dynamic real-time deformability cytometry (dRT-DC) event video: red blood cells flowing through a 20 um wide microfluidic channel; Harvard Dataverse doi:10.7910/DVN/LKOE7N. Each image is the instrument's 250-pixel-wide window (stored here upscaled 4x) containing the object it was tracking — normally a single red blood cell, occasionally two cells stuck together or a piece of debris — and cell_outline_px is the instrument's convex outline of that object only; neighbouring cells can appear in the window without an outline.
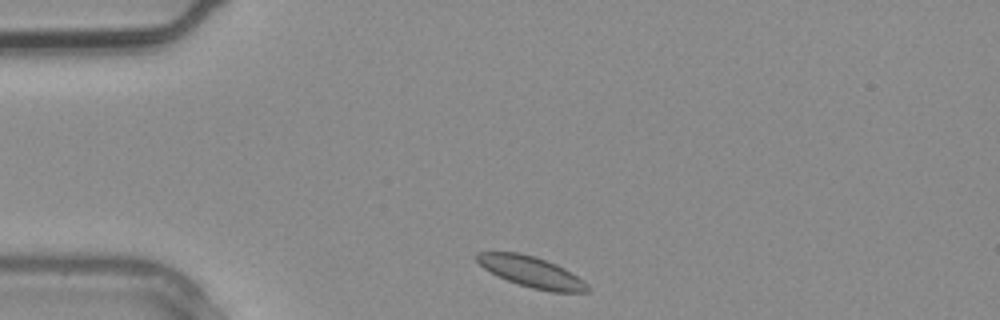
{"species": "common noctule bat (a hibernating species)", "species_latin": "Nyctalus noctula", "temperature_condition": "warm", "stored_images_in_passage": 1, "camera_frame_rate_fps": 3000, "um_per_image_px": 0.085, "animal": {"sex": "male", "body_mass_g": 20.4}, "frame": {"image": 1, "passage_image": 1, "time_ms": 0.0, "image_size_px": [1000, 320], "cell_outline_px": [[588, 292], [552, 292], [532, 288], [508, 280], [484, 268], [476, 260], [476, 252], [520, 252], [556, 264], [564, 268], [584, 280], [588, 284]], "centroid_in_image_um": [45.19, 23.11], "position_along_channel_um": 39.8, "area_um2": 19.54}}